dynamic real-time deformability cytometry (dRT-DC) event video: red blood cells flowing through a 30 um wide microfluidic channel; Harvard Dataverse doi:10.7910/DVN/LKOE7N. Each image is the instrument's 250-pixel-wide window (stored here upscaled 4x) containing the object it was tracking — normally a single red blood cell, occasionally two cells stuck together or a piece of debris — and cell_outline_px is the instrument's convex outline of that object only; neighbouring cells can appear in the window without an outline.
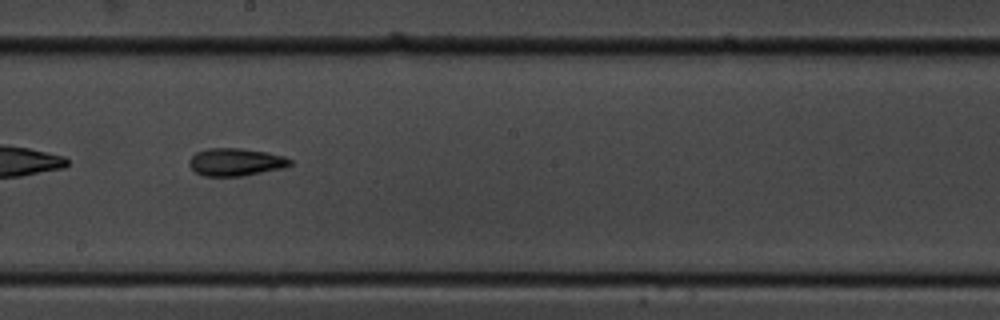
{"species": "common noctule bat (a hibernating species)", "species_latin": "Nyctalus noctula", "temperature_condition": "cold", "stored_images_in_passage": 43, "camera_frame_rate_fps": 3000, "um_per_image_px": 0.085, "animal": {"sex": "male", "body_mass_g": 19.5, "forearm_length_mm": 54.6}, "frame": {"image": 1, "passage_image": 31, "time_ms": 10.0, "image_size_px": [1000, 320], "cell_outline_px": [[292, 164], [284, 168], [244, 176], [204, 176], [196, 172], [188, 164], [188, 160], [196, 152], [208, 148], [240, 148], [268, 152], [284, 156], [292, 160]], "centroid_in_image_um": [20.05, 13.77], "position_along_channel_um": 228.2, "area_um2": 16.42}}
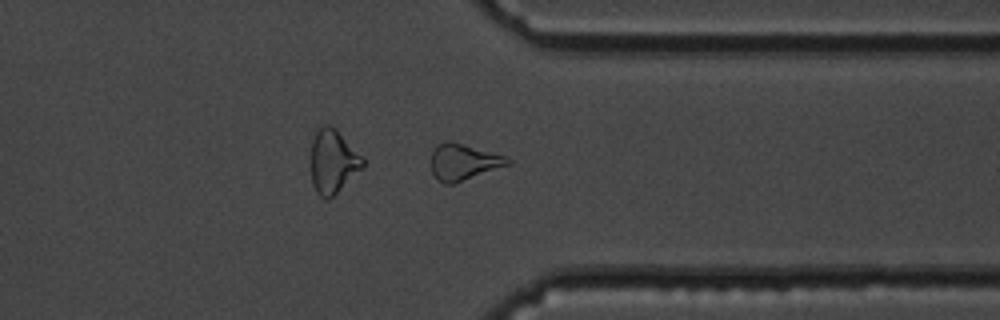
{"frame": {"image": 2, "passage_image": 43, "time_ms": 14.0, "image_size_px": [1000, 320], "cell_outline_px": [[512, 164], [452, 184], [444, 184], [432, 172], [432, 152], [436, 144], [448, 140], [504, 156], [512, 160]], "centroid_in_image_um": [39.4, 13.77], "position_along_channel_um": 372.0, "area_um2": 15.9}, "authors_computed_cell_mechanics": {"area_um2": 16.4152, "velocity_mm_per_s": 3.6349, "shape_relaxation_time_tau1_ms": 7.9774, "shape_relaxation_time_tau2_ms": 9.1023, "deformation_change_tau1": 0.1529, "deformation_change_tau2": 0.1829}}